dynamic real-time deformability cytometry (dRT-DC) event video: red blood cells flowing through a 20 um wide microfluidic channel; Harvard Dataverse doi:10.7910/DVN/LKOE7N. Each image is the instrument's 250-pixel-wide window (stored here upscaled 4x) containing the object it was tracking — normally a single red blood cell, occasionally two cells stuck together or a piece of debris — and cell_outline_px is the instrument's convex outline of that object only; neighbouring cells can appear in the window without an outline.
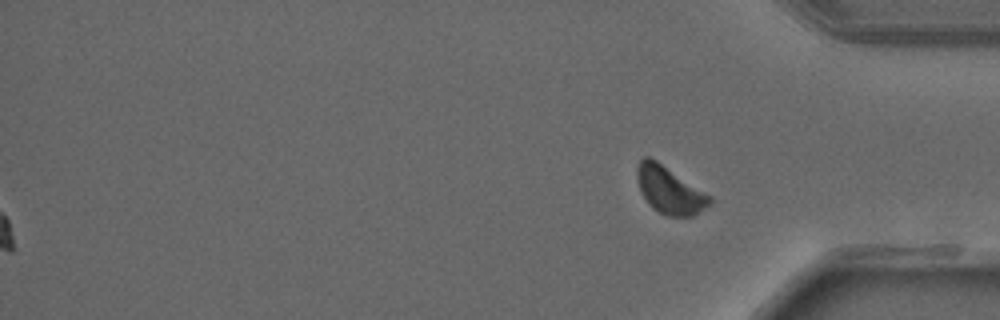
{"species": "common noctule bat (a hibernating species)", "species_latin": "Nyctalus noctula", "temperature_condition": "warm", "stored_images_in_passage": 36, "segment_of_instrument_passage": [2, 2], "camera_frame_rate_fps": 3000, "um_per_image_px": 0.085, "animal": {"sex": "male", "forearm_length_mm": 52.5}, "frame": {"image": 1, "passage_image": 36, "time_ms": 11.667, "image_size_px": [1000, 320], "cell_outline_px": [[712, 200], [704, 208], [692, 216], [668, 216], [652, 208], [648, 204], [640, 188], [636, 176], [636, 168], [640, 160], [644, 156], [648, 156], [656, 160], [712, 196]], "centroid_in_image_um": [56.89, 16.14], "position_along_channel_um": 378.3, "area_um2": 19.71}}